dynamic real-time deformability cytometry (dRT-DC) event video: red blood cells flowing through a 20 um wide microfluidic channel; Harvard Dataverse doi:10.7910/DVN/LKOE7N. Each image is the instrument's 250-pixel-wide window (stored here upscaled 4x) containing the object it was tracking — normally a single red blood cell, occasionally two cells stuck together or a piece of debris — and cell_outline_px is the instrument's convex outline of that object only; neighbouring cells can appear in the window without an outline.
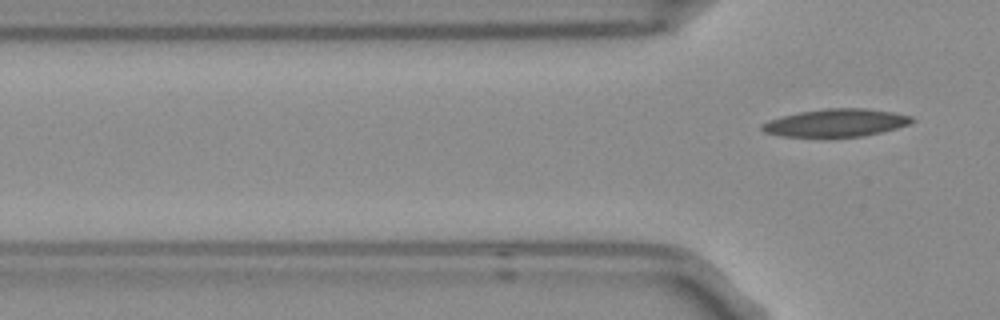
{"species": "Egyptian fruit bat (a non-hibernating species)", "species_latin": "Rousettus aegyptiacus", "temperature_condition": "room temperature", "stored_images_in_passage": 2, "camera_frame_rate_fps": 3000, "um_per_image_px": 0.085, "frame": {"image": 1, "passage_image": 2, "time_ms": 0.333, "image_size_px": [1000, 320], "cell_outline_px": [[916, 120], [908, 124], [896, 128], [880, 132], [860, 136], [828, 140], [824, 140], [780, 136], [764, 132], [760, 128], [760, 124], [768, 120], [800, 112], [828, 108], [864, 108], [892, 112], [912, 116]], "centroid_in_image_um": [70.99, 10.49], "position_along_channel_um": 54.8, "area_um2": 25.09}}